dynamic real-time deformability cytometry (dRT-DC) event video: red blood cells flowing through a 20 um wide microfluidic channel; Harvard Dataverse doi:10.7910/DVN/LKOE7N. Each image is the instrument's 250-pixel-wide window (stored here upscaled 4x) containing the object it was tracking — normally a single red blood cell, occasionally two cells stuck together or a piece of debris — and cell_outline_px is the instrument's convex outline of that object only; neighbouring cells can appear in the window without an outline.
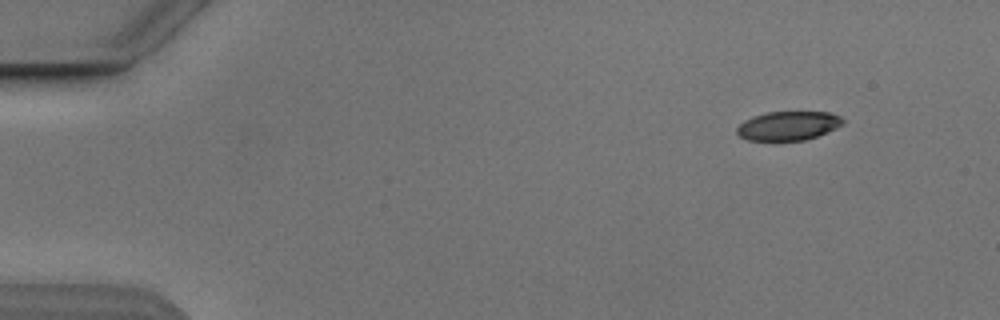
{"species": "Egyptian fruit bat (a non-hibernating species)", "species_latin": "Rousettus aegyptiacus", "temperature_condition": "cold", "stored_images_in_passage": 3, "camera_frame_rate_fps": 3000, "um_per_image_px": 0.085, "animal": {"sex": "male"}, "frame": {"image": 1, "passage_image": 1, "time_ms": 0.0, "image_size_px": [1000, 320], "cell_outline_px": [[844, 124], [836, 128], [816, 136], [804, 140], [748, 140], [740, 136], [736, 132], [736, 128], [744, 120], [752, 116], [768, 112], [832, 112], [840, 116], [844, 120]], "centroid_in_image_um": [67.0, 10.68], "position_along_channel_um": 18.0, "area_um2": 17.86}}
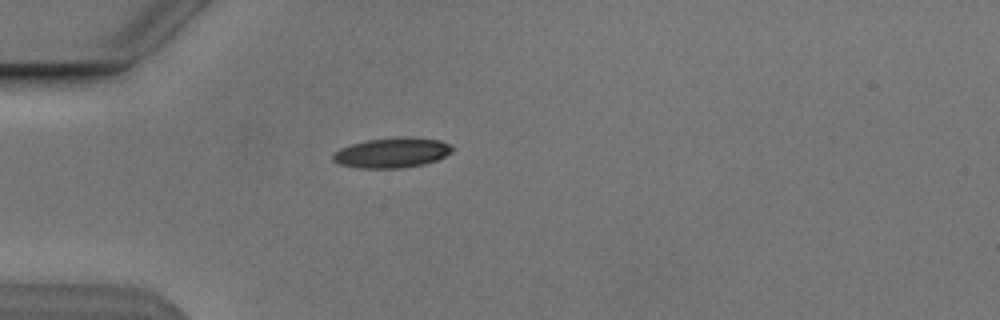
{"frame": {"image": 2, "passage_image": 3, "time_ms": 3.333, "image_size_px": [1000, 320], "cell_outline_px": [[456, 148], [452, 152], [436, 160], [424, 164], [400, 168], [360, 168], [340, 164], [332, 160], [332, 156], [340, 148], [352, 144], [368, 140], [392, 136], [412, 136], [440, 140], [452, 144]], "centroid_in_image_um": [33.38, 12.96], "position_along_channel_um": 51.6, "area_um2": 21.21}}